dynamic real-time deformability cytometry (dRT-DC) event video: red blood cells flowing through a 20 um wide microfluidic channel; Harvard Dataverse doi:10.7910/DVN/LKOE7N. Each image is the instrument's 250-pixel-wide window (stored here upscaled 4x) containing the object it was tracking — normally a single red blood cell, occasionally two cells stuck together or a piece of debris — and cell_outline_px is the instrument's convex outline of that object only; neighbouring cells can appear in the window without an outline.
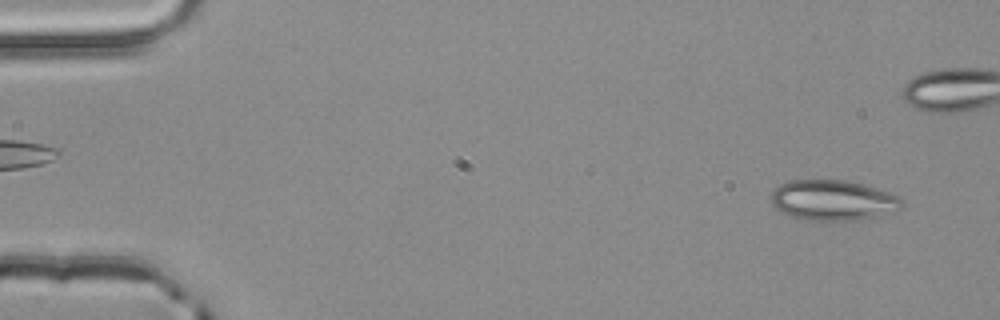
{"species": "common noctule bat (a hibernating species)", "species_latin": "Nyctalus noctula", "temperature_condition": "room temperature", "stored_images_in_passage": 2, "camera_frame_rate_fps": 3000, "um_per_image_px": 0.085, "animal": {"sex": "male", "body_mass_g": 20.4}, "frame": {"image": 1, "passage_image": 2, "time_ms": 0.333, "image_size_px": [1000, 320], "cell_outline_px": [[904, 204], [896, 212], [880, 216], [856, 220], [804, 220], [792, 216], [776, 208], [772, 204], [772, 192], [780, 184], [788, 180], [844, 180], [864, 184], [900, 196], [904, 200]], "centroid_in_image_um": [70.86, 17.02], "position_along_channel_um": 14.1, "area_um2": 30.92}}